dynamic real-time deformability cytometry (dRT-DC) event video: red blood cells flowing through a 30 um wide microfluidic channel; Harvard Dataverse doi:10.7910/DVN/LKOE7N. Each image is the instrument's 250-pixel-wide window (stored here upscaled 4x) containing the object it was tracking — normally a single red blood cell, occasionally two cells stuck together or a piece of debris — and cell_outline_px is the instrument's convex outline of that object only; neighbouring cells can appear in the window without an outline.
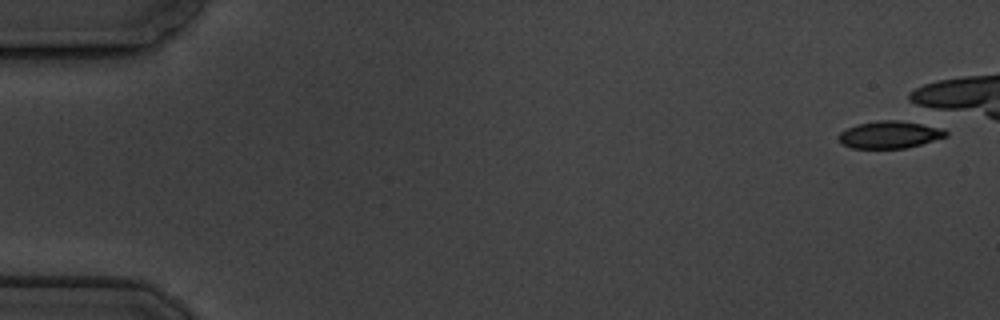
{"species": "common noctule bat (a hibernating species)", "species_latin": "Nyctalus noctula", "temperature_condition": "cold", "stored_images_in_passage": 6, "camera_frame_rate_fps": 3000, "um_per_image_px": 0.085, "animal": {"sex": "male", "body_mass_g": 19.5, "forearm_length_mm": 54.6}, "frame": {"image": 1, "passage_image": 1, "time_ms": 0.0, "image_size_px": [1000, 320], "cell_outline_px": [[948, 136], [908, 148], [852, 148], [840, 144], [836, 140], [836, 136], [840, 132], [856, 124], [876, 120], [900, 120], [936, 124], [944, 128], [948, 132]], "centroid_in_image_um": [75.66, 11.42], "position_along_channel_um": 9.3, "area_um2": 17.8}}